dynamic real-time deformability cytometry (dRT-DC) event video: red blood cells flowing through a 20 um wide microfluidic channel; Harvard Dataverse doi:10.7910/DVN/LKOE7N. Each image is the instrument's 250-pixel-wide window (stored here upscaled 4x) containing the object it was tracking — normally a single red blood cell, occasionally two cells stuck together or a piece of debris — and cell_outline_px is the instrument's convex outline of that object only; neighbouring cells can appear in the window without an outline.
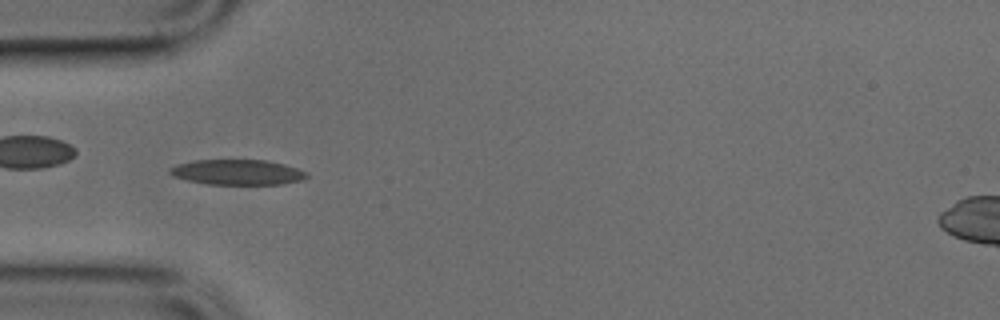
{"species": "common noctule bat (a hibernating species)", "species_latin": "Nyctalus noctula", "temperature_condition": "cold", "stored_images_in_passage": 48, "camera_frame_rate_fps": 3000, "um_per_image_px": 0.085, "animal": {"sex": "male", "body_mass_g": 17.9, "forearm_length_mm": 54.2}, "frame": {"image": 1, "passage_image": 14, "time_ms": 4.333, "image_size_px": [1000, 320], "cell_outline_px": [[308, 176], [304, 180], [284, 184], [208, 184], [188, 180], [172, 176], [168, 172], [168, 168], [176, 164], [196, 160], [264, 160], [284, 164], [308, 172]], "centroid_in_image_um": [20.18, 14.64], "position_along_channel_um": 64.8, "area_um2": 20.23}}